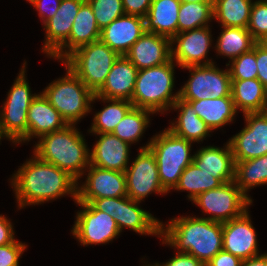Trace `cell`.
Instances as JSON below:
<instances>
[{
    "instance_id": "6da1fadb",
    "label": "cell",
    "mask_w": 267,
    "mask_h": 266,
    "mask_svg": "<svg viewBox=\"0 0 267 266\" xmlns=\"http://www.w3.org/2000/svg\"><path fill=\"white\" fill-rule=\"evenodd\" d=\"M11 184L19 208L41 204L65 194L72 195L77 201L78 181L68 172L40 160L35 154L13 175Z\"/></svg>"
},
{
    "instance_id": "7a4b0ae2",
    "label": "cell",
    "mask_w": 267,
    "mask_h": 266,
    "mask_svg": "<svg viewBox=\"0 0 267 266\" xmlns=\"http://www.w3.org/2000/svg\"><path fill=\"white\" fill-rule=\"evenodd\" d=\"M165 227L161 222L162 244L189 253L204 265L223 249L221 222L182 216L171 219Z\"/></svg>"
},
{
    "instance_id": "3957f363",
    "label": "cell",
    "mask_w": 267,
    "mask_h": 266,
    "mask_svg": "<svg viewBox=\"0 0 267 266\" xmlns=\"http://www.w3.org/2000/svg\"><path fill=\"white\" fill-rule=\"evenodd\" d=\"M74 126L68 124L61 130L41 136L34 154L40 160L68 172L78 181L90 165V150Z\"/></svg>"
},
{
    "instance_id": "277c9868",
    "label": "cell",
    "mask_w": 267,
    "mask_h": 266,
    "mask_svg": "<svg viewBox=\"0 0 267 266\" xmlns=\"http://www.w3.org/2000/svg\"><path fill=\"white\" fill-rule=\"evenodd\" d=\"M174 63L169 62L138 70L131 103L133 107L156 112L169 110L180 96L172 95L174 86Z\"/></svg>"
},
{
    "instance_id": "5b68a950",
    "label": "cell",
    "mask_w": 267,
    "mask_h": 266,
    "mask_svg": "<svg viewBox=\"0 0 267 266\" xmlns=\"http://www.w3.org/2000/svg\"><path fill=\"white\" fill-rule=\"evenodd\" d=\"M191 143L168 129L155 135L148 143L157 161L160 182L167 192L175 190L184 169L193 163Z\"/></svg>"
},
{
    "instance_id": "8992f818",
    "label": "cell",
    "mask_w": 267,
    "mask_h": 266,
    "mask_svg": "<svg viewBox=\"0 0 267 266\" xmlns=\"http://www.w3.org/2000/svg\"><path fill=\"white\" fill-rule=\"evenodd\" d=\"M120 57L101 40L83 45L62 62L95 94Z\"/></svg>"
},
{
    "instance_id": "52a82bcc",
    "label": "cell",
    "mask_w": 267,
    "mask_h": 266,
    "mask_svg": "<svg viewBox=\"0 0 267 266\" xmlns=\"http://www.w3.org/2000/svg\"><path fill=\"white\" fill-rule=\"evenodd\" d=\"M62 77L42 92L67 124H76L91 110L94 93L68 68Z\"/></svg>"
},
{
    "instance_id": "ba28073f",
    "label": "cell",
    "mask_w": 267,
    "mask_h": 266,
    "mask_svg": "<svg viewBox=\"0 0 267 266\" xmlns=\"http://www.w3.org/2000/svg\"><path fill=\"white\" fill-rule=\"evenodd\" d=\"M25 65L26 61L0 111V132L3 137L12 140L15 144L27 134V112L37 96L31 94L30 86L25 79Z\"/></svg>"
},
{
    "instance_id": "9c48e42d",
    "label": "cell",
    "mask_w": 267,
    "mask_h": 266,
    "mask_svg": "<svg viewBox=\"0 0 267 266\" xmlns=\"http://www.w3.org/2000/svg\"><path fill=\"white\" fill-rule=\"evenodd\" d=\"M139 203L128 196H124L94 199L90 204L96 210L112 216L120 232H122L124 227H127L142 235L160 236L161 222L149 212L139 208Z\"/></svg>"
},
{
    "instance_id": "30bf717a",
    "label": "cell",
    "mask_w": 267,
    "mask_h": 266,
    "mask_svg": "<svg viewBox=\"0 0 267 266\" xmlns=\"http://www.w3.org/2000/svg\"><path fill=\"white\" fill-rule=\"evenodd\" d=\"M192 201L200 206L203 212L212 215L205 219L221 223L240 217L252 203V199L246 196L234 181L205 191Z\"/></svg>"
},
{
    "instance_id": "8fae6325",
    "label": "cell",
    "mask_w": 267,
    "mask_h": 266,
    "mask_svg": "<svg viewBox=\"0 0 267 266\" xmlns=\"http://www.w3.org/2000/svg\"><path fill=\"white\" fill-rule=\"evenodd\" d=\"M191 76L179 90L183 100L217 99L231 97L229 69L221 70L214 64L187 66Z\"/></svg>"
},
{
    "instance_id": "7c38bea8",
    "label": "cell",
    "mask_w": 267,
    "mask_h": 266,
    "mask_svg": "<svg viewBox=\"0 0 267 266\" xmlns=\"http://www.w3.org/2000/svg\"><path fill=\"white\" fill-rule=\"evenodd\" d=\"M124 173L127 196L136 202H141L152 192L168 193L160 182L157 161L148 144L140 148L138 156Z\"/></svg>"
},
{
    "instance_id": "4fadbf2b",
    "label": "cell",
    "mask_w": 267,
    "mask_h": 266,
    "mask_svg": "<svg viewBox=\"0 0 267 266\" xmlns=\"http://www.w3.org/2000/svg\"><path fill=\"white\" fill-rule=\"evenodd\" d=\"M75 203L83 207V210L77 212L72 234L82 245L109 243L120 234L112 216L96 210L90 203Z\"/></svg>"
},
{
    "instance_id": "5bb4252c",
    "label": "cell",
    "mask_w": 267,
    "mask_h": 266,
    "mask_svg": "<svg viewBox=\"0 0 267 266\" xmlns=\"http://www.w3.org/2000/svg\"><path fill=\"white\" fill-rule=\"evenodd\" d=\"M246 126L228 142L234 161L267 154V111L244 114Z\"/></svg>"
},
{
    "instance_id": "9a60e30c",
    "label": "cell",
    "mask_w": 267,
    "mask_h": 266,
    "mask_svg": "<svg viewBox=\"0 0 267 266\" xmlns=\"http://www.w3.org/2000/svg\"><path fill=\"white\" fill-rule=\"evenodd\" d=\"M89 167V168H88ZM88 176L77 187V201L91 203L94 199L127 196L125 173L89 165Z\"/></svg>"
},
{
    "instance_id": "2e32d148",
    "label": "cell",
    "mask_w": 267,
    "mask_h": 266,
    "mask_svg": "<svg viewBox=\"0 0 267 266\" xmlns=\"http://www.w3.org/2000/svg\"><path fill=\"white\" fill-rule=\"evenodd\" d=\"M209 30V26H206L175 35L171 39L172 60L182 68L215 64L206 57L212 43ZM174 43H177L176 48H173ZM203 59L205 62L202 61Z\"/></svg>"
},
{
    "instance_id": "e0dca14e",
    "label": "cell",
    "mask_w": 267,
    "mask_h": 266,
    "mask_svg": "<svg viewBox=\"0 0 267 266\" xmlns=\"http://www.w3.org/2000/svg\"><path fill=\"white\" fill-rule=\"evenodd\" d=\"M223 250L242 261L259 256L257 235L248 211L240 217L222 223Z\"/></svg>"
},
{
    "instance_id": "ac0fdd59",
    "label": "cell",
    "mask_w": 267,
    "mask_h": 266,
    "mask_svg": "<svg viewBox=\"0 0 267 266\" xmlns=\"http://www.w3.org/2000/svg\"><path fill=\"white\" fill-rule=\"evenodd\" d=\"M171 48L169 38L145 31L124 56L141 70L169 62L172 59Z\"/></svg>"
},
{
    "instance_id": "d6986e66",
    "label": "cell",
    "mask_w": 267,
    "mask_h": 266,
    "mask_svg": "<svg viewBox=\"0 0 267 266\" xmlns=\"http://www.w3.org/2000/svg\"><path fill=\"white\" fill-rule=\"evenodd\" d=\"M144 32V18L124 14L101 30L100 40L120 56H124Z\"/></svg>"
},
{
    "instance_id": "ffe728a7",
    "label": "cell",
    "mask_w": 267,
    "mask_h": 266,
    "mask_svg": "<svg viewBox=\"0 0 267 266\" xmlns=\"http://www.w3.org/2000/svg\"><path fill=\"white\" fill-rule=\"evenodd\" d=\"M85 0H61L55 15L44 24L43 52L50 57L68 40L72 24Z\"/></svg>"
},
{
    "instance_id": "44dd1931",
    "label": "cell",
    "mask_w": 267,
    "mask_h": 266,
    "mask_svg": "<svg viewBox=\"0 0 267 266\" xmlns=\"http://www.w3.org/2000/svg\"><path fill=\"white\" fill-rule=\"evenodd\" d=\"M100 35L101 30L97 26L93 9L85 0L74 19L68 40L51 57L63 61L77 48L100 40Z\"/></svg>"
},
{
    "instance_id": "7402d4cb",
    "label": "cell",
    "mask_w": 267,
    "mask_h": 266,
    "mask_svg": "<svg viewBox=\"0 0 267 266\" xmlns=\"http://www.w3.org/2000/svg\"><path fill=\"white\" fill-rule=\"evenodd\" d=\"M137 73L136 66L125 56H120L95 95L104 99L131 101Z\"/></svg>"
},
{
    "instance_id": "603a6c76",
    "label": "cell",
    "mask_w": 267,
    "mask_h": 266,
    "mask_svg": "<svg viewBox=\"0 0 267 266\" xmlns=\"http://www.w3.org/2000/svg\"><path fill=\"white\" fill-rule=\"evenodd\" d=\"M99 140L90 152V165L125 172L128 167L130 144L112 133H99Z\"/></svg>"
},
{
    "instance_id": "cb8c5ba5",
    "label": "cell",
    "mask_w": 267,
    "mask_h": 266,
    "mask_svg": "<svg viewBox=\"0 0 267 266\" xmlns=\"http://www.w3.org/2000/svg\"><path fill=\"white\" fill-rule=\"evenodd\" d=\"M27 134L18 142L29 141L45 134L63 129L68 124L42 93L37 94L27 112Z\"/></svg>"
},
{
    "instance_id": "d4e9b609",
    "label": "cell",
    "mask_w": 267,
    "mask_h": 266,
    "mask_svg": "<svg viewBox=\"0 0 267 266\" xmlns=\"http://www.w3.org/2000/svg\"><path fill=\"white\" fill-rule=\"evenodd\" d=\"M193 163L223 184L234 181L235 162L229 142L225 148L207 146L194 154Z\"/></svg>"
},
{
    "instance_id": "484cf974",
    "label": "cell",
    "mask_w": 267,
    "mask_h": 266,
    "mask_svg": "<svg viewBox=\"0 0 267 266\" xmlns=\"http://www.w3.org/2000/svg\"><path fill=\"white\" fill-rule=\"evenodd\" d=\"M180 0H152L145 19V31L169 38L178 34Z\"/></svg>"
},
{
    "instance_id": "4316f807",
    "label": "cell",
    "mask_w": 267,
    "mask_h": 266,
    "mask_svg": "<svg viewBox=\"0 0 267 266\" xmlns=\"http://www.w3.org/2000/svg\"><path fill=\"white\" fill-rule=\"evenodd\" d=\"M231 97L244 114L267 111V89L257 78L231 80Z\"/></svg>"
},
{
    "instance_id": "83f0119b",
    "label": "cell",
    "mask_w": 267,
    "mask_h": 266,
    "mask_svg": "<svg viewBox=\"0 0 267 266\" xmlns=\"http://www.w3.org/2000/svg\"><path fill=\"white\" fill-rule=\"evenodd\" d=\"M172 108L180 111L178 120L167 128L172 133L191 142L203 141L210 135L212 130L193 110L188 101L179 97Z\"/></svg>"
},
{
    "instance_id": "f1b7e54d",
    "label": "cell",
    "mask_w": 267,
    "mask_h": 266,
    "mask_svg": "<svg viewBox=\"0 0 267 266\" xmlns=\"http://www.w3.org/2000/svg\"><path fill=\"white\" fill-rule=\"evenodd\" d=\"M185 101H188L192 105L193 110L211 130H215L234 121V115L237 113L232 97Z\"/></svg>"
},
{
    "instance_id": "f546056e",
    "label": "cell",
    "mask_w": 267,
    "mask_h": 266,
    "mask_svg": "<svg viewBox=\"0 0 267 266\" xmlns=\"http://www.w3.org/2000/svg\"><path fill=\"white\" fill-rule=\"evenodd\" d=\"M252 5L251 0H213L214 19L222 27L247 28Z\"/></svg>"
},
{
    "instance_id": "4dcf8cb0",
    "label": "cell",
    "mask_w": 267,
    "mask_h": 266,
    "mask_svg": "<svg viewBox=\"0 0 267 266\" xmlns=\"http://www.w3.org/2000/svg\"><path fill=\"white\" fill-rule=\"evenodd\" d=\"M222 28L215 47L218 54L227 56L231 61L251 51L257 43L247 28L224 26Z\"/></svg>"
},
{
    "instance_id": "1f68e13d",
    "label": "cell",
    "mask_w": 267,
    "mask_h": 266,
    "mask_svg": "<svg viewBox=\"0 0 267 266\" xmlns=\"http://www.w3.org/2000/svg\"><path fill=\"white\" fill-rule=\"evenodd\" d=\"M234 162V182L246 196L249 189L267 184V154Z\"/></svg>"
},
{
    "instance_id": "d6a6232c",
    "label": "cell",
    "mask_w": 267,
    "mask_h": 266,
    "mask_svg": "<svg viewBox=\"0 0 267 266\" xmlns=\"http://www.w3.org/2000/svg\"><path fill=\"white\" fill-rule=\"evenodd\" d=\"M102 100L109 104L104 109L97 112L93 118V124L90 128V133H112L117 124L124 118L126 113L133 107L131 101L117 100V99H104L94 95L93 100Z\"/></svg>"
},
{
    "instance_id": "836d02e7",
    "label": "cell",
    "mask_w": 267,
    "mask_h": 266,
    "mask_svg": "<svg viewBox=\"0 0 267 266\" xmlns=\"http://www.w3.org/2000/svg\"><path fill=\"white\" fill-rule=\"evenodd\" d=\"M223 183L203 169H199L194 163L189 164L180 176L176 190L188 191V198L192 201L199 194L218 188Z\"/></svg>"
},
{
    "instance_id": "e575fe53",
    "label": "cell",
    "mask_w": 267,
    "mask_h": 266,
    "mask_svg": "<svg viewBox=\"0 0 267 266\" xmlns=\"http://www.w3.org/2000/svg\"><path fill=\"white\" fill-rule=\"evenodd\" d=\"M213 18V2H181L178 12V34L206 27Z\"/></svg>"
},
{
    "instance_id": "d590c367",
    "label": "cell",
    "mask_w": 267,
    "mask_h": 266,
    "mask_svg": "<svg viewBox=\"0 0 267 266\" xmlns=\"http://www.w3.org/2000/svg\"><path fill=\"white\" fill-rule=\"evenodd\" d=\"M154 114L147 109L132 107L117 124L112 134L127 142H137L149 125V115Z\"/></svg>"
},
{
    "instance_id": "8d00e7d4",
    "label": "cell",
    "mask_w": 267,
    "mask_h": 266,
    "mask_svg": "<svg viewBox=\"0 0 267 266\" xmlns=\"http://www.w3.org/2000/svg\"><path fill=\"white\" fill-rule=\"evenodd\" d=\"M91 5L97 26L102 30L113 20L125 14L122 0H87Z\"/></svg>"
},
{
    "instance_id": "74e56055",
    "label": "cell",
    "mask_w": 267,
    "mask_h": 266,
    "mask_svg": "<svg viewBox=\"0 0 267 266\" xmlns=\"http://www.w3.org/2000/svg\"><path fill=\"white\" fill-rule=\"evenodd\" d=\"M229 68L231 80H246L257 78V64H256V44L253 49L247 53H243L232 60Z\"/></svg>"
},
{
    "instance_id": "f35d334b",
    "label": "cell",
    "mask_w": 267,
    "mask_h": 266,
    "mask_svg": "<svg viewBox=\"0 0 267 266\" xmlns=\"http://www.w3.org/2000/svg\"><path fill=\"white\" fill-rule=\"evenodd\" d=\"M247 29L257 42H259L263 37L267 35L266 0H256L255 2H253Z\"/></svg>"
},
{
    "instance_id": "ab89813d",
    "label": "cell",
    "mask_w": 267,
    "mask_h": 266,
    "mask_svg": "<svg viewBox=\"0 0 267 266\" xmlns=\"http://www.w3.org/2000/svg\"><path fill=\"white\" fill-rule=\"evenodd\" d=\"M25 243L15 240L0 246V266H19V259L26 249Z\"/></svg>"
},
{
    "instance_id": "60d3db41",
    "label": "cell",
    "mask_w": 267,
    "mask_h": 266,
    "mask_svg": "<svg viewBox=\"0 0 267 266\" xmlns=\"http://www.w3.org/2000/svg\"><path fill=\"white\" fill-rule=\"evenodd\" d=\"M152 0H122L125 14L145 18Z\"/></svg>"
},
{
    "instance_id": "b9f144b4",
    "label": "cell",
    "mask_w": 267,
    "mask_h": 266,
    "mask_svg": "<svg viewBox=\"0 0 267 266\" xmlns=\"http://www.w3.org/2000/svg\"><path fill=\"white\" fill-rule=\"evenodd\" d=\"M257 79L267 89V50L258 42L256 43Z\"/></svg>"
},
{
    "instance_id": "7bdbcfd3",
    "label": "cell",
    "mask_w": 267,
    "mask_h": 266,
    "mask_svg": "<svg viewBox=\"0 0 267 266\" xmlns=\"http://www.w3.org/2000/svg\"><path fill=\"white\" fill-rule=\"evenodd\" d=\"M46 1L47 0H34L31 3V5L39 11V17L42 18L43 25L55 15L61 2V0H54L53 4L51 3L52 5L50 6Z\"/></svg>"
},
{
    "instance_id": "ee69618b",
    "label": "cell",
    "mask_w": 267,
    "mask_h": 266,
    "mask_svg": "<svg viewBox=\"0 0 267 266\" xmlns=\"http://www.w3.org/2000/svg\"><path fill=\"white\" fill-rule=\"evenodd\" d=\"M242 262L240 258L222 249L205 266H241Z\"/></svg>"
},
{
    "instance_id": "f6af8a7d",
    "label": "cell",
    "mask_w": 267,
    "mask_h": 266,
    "mask_svg": "<svg viewBox=\"0 0 267 266\" xmlns=\"http://www.w3.org/2000/svg\"><path fill=\"white\" fill-rule=\"evenodd\" d=\"M161 266H205L199 259L185 252L177 254Z\"/></svg>"
},
{
    "instance_id": "bcb514c9",
    "label": "cell",
    "mask_w": 267,
    "mask_h": 266,
    "mask_svg": "<svg viewBox=\"0 0 267 266\" xmlns=\"http://www.w3.org/2000/svg\"><path fill=\"white\" fill-rule=\"evenodd\" d=\"M15 241L12 223L3 215H0V246Z\"/></svg>"
},
{
    "instance_id": "7dc6e473",
    "label": "cell",
    "mask_w": 267,
    "mask_h": 266,
    "mask_svg": "<svg viewBox=\"0 0 267 266\" xmlns=\"http://www.w3.org/2000/svg\"><path fill=\"white\" fill-rule=\"evenodd\" d=\"M241 266H267V253L244 260Z\"/></svg>"
},
{
    "instance_id": "c3c4849f",
    "label": "cell",
    "mask_w": 267,
    "mask_h": 266,
    "mask_svg": "<svg viewBox=\"0 0 267 266\" xmlns=\"http://www.w3.org/2000/svg\"><path fill=\"white\" fill-rule=\"evenodd\" d=\"M258 43L267 50V35L263 37Z\"/></svg>"
},
{
    "instance_id": "681fc988",
    "label": "cell",
    "mask_w": 267,
    "mask_h": 266,
    "mask_svg": "<svg viewBox=\"0 0 267 266\" xmlns=\"http://www.w3.org/2000/svg\"><path fill=\"white\" fill-rule=\"evenodd\" d=\"M181 2H213V0H180Z\"/></svg>"
},
{
    "instance_id": "f907efd6",
    "label": "cell",
    "mask_w": 267,
    "mask_h": 266,
    "mask_svg": "<svg viewBox=\"0 0 267 266\" xmlns=\"http://www.w3.org/2000/svg\"><path fill=\"white\" fill-rule=\"evenodd\" d=\"M145 266H151L150 264H148V265H145ZM152 266H161V264H158V263H155L154 265H152Z\"/></svg>"
}]
</instances>
